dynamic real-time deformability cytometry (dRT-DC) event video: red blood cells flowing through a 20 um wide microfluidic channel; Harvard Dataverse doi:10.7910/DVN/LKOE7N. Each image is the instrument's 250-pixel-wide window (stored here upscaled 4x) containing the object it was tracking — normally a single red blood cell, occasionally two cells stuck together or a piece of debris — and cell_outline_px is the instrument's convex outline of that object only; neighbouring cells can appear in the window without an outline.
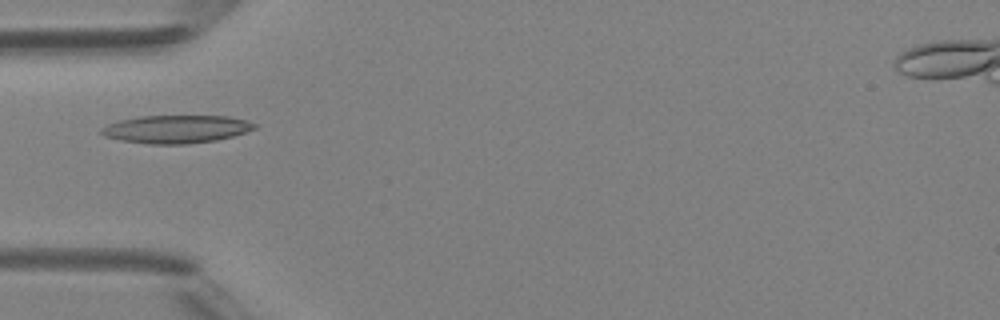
{"species": "Egyptian fruit bat (a non-hibernating species)", "species_latin": "Rousettus aegyptiacus", "temperature_condition": "room temperature", "stored_images_in_passage": 5, "camera_frame_rate_fps": 3000, "um_per_image_px": 0.085, "animal": {"sex": "female"}, "frame": {"image": 1, "passage_image": 4, "time_ms": 3.333, "image_size_px": [1000, 320], "cell_outline_px": [[256, 128], [232, 136], [216, 140], [188, 144], [148, 144], [120, 140], [104, 136], [100, 132], [100, 128], [108, 124], [120, 120], [140, 116], [228, 116], [244, 120], [256, 124]], "centroid_in_image_um": [14.94, 10.98], "position_along_channel_um": 70.1, "area_um2": 24.85}}
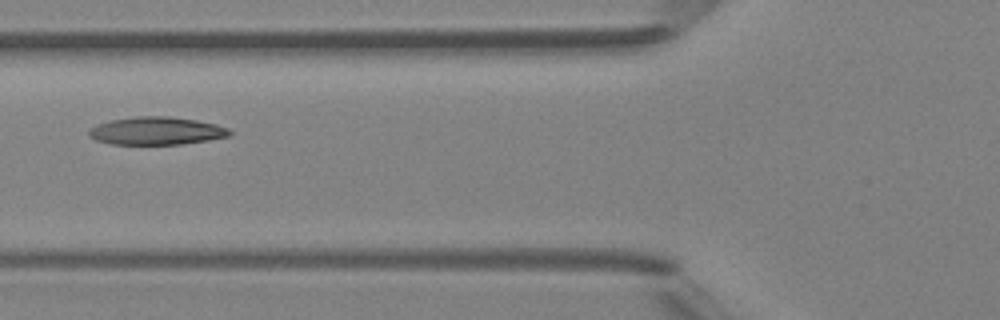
{"frame": {"image": 2, "passage_image": 5, "time_ms": 4.333, "image_size_px": [1000, 320], "cell_outline_px": [[232, 132], [228, 136], [208, 140], [180, 144], [112, 144], [96, 140], [88, 136], [88, 132], [96, 124], [108, 120], [136, 116], [168, 116], [196, 120], [216, 124], [228, 128]], "centroid_in_image_um": [13.27, 11.11], "position_along_channel_um": 112.5, "area_um2": 22.83}}